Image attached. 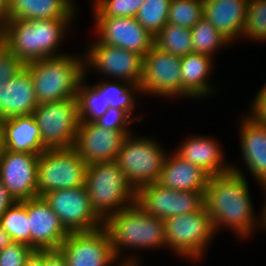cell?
<instances>
[{"instance_id":"1","label":"cell","mask_w":266,"mask_h":266,"mask_svg":"<svg viewBox=\"0 0 266 266\" xmlns=\"http://www.w3.org/2000/svg\"><path fill=\"white\" fill-rule=\"evenodd\" d=\"M231 166L232 171L209 177L204 206L217 235L226 228L240 240L252 238L254 231L266 230V222L261 209L255 213L246 173L232 162Z\"/></svg>"},{"instance_id":"2","label":"cell","mask_w":266,"mask_h":266,"mask_svg":"<svg viewBox=\"0 0 266 266\" xmlns=\"http://www.w3.org/2000/svg\"><path fill=\"white\" fill-rule=\"evenodd\" d=\"M103 227L109 234L113 253L123 266L143 265L137 250L167 249L164 220L146 214L137 203L108 216ZM132 249L136 251L134 254Z\"/></svg>"},{"instance_id":"3","label":"cell","mask_w":266,"mask_h":266,"mask_svg":"<svg viewBox=\"0 0 266 266\" xmlns=\"http://www.w3.org/2000/svg\"><path fill=\"white\" fill-rule=\"evenodd\" d=\"M73 21L76 19L7 20L3 45L25 64L66 54L60 46Z\"/></svg>"},{"instance_id":"4","label":"cell","mask_w":266,"mask_h":266,"mask_svg":"<svg viewBox=\"0 0 266 266\" xmlns=\"http://www.w3.org/2000/svg\"><path fill=\"white\" fill-rule=\"evenodd\" d=\"M33 80L38 104L77 96L84 78V54L68 53L25 64Z\"/></svg>"},{"instance_id":"5","label":"cell","mask_w":266,"mask_h":266,"mask_svg":"<svg viewBox=\"0 0 266 266\" xmlns=\"http://www.w3.org/2000/svg\"><path fill=\"white\" fill-rule=\"evenodd\" d=\"M85 186L92 208L103 221L136 203V190L116 161L89 164Z\"/></svg>"},{"instance_id":"6","label":"cell","mask_w":266,"mask_h":266,"mask_svg":"<svg viewBox=\"0 0 266 266\" xmlns=\"http://www.w3.org/2000/svg\"><path fill=\"white\" fill-rule=\"evenodd\" d=\"M164 222L167 249L171 254L192 264L205 258L216 232L204 205L198 211L173 216Z\"/></svg>"},{"instance_id":"7","label":"cell","mask_w":266,"mask_h":266,"mask_svg":"<svg viewBox=\"0 0 266 266\" xmlns=\"http://www.w3.org/2000/svg\"><path fill=\"white\" fill-rule=\"evenodd\" d=\"M133 133L124 138L116 162L128 183L137 191L142 186L158 182L169 152L156 138L146 134L143 137L140 133L138 137Z\"/></svg>"},{"instance_id":"8","label":"cell","mask_w":266,"mask_h":266,"mask_svg":"<svg viewBox=\"0 0 266 266\" xmlns=\"http://www.w3.org/2000/svg\"><path fill=\"white\" fill-rule=\"evenodd\" d=\"M32 115L46 150L74 147L80 123L77 96L38 104Z\"/></svg>"},{"instance_id":"9","label":"cell","mask_w":266,"mask_h":266,"mask_svg":"<svg viewBox=\"0 0 266 266\" xmlns=\"http://www.w3.org/2000/svg\"><path fill=\"white\" fill-rule=\"evenodd\" d=\"M94 40L83 49L86 75L95 72V75H102V79L105 76L104 79L108 77V80L140 85L143 78V55Z\"/></svg>"},{"instance_id":"10","label":"cell","mask_w":266,"mask_h":266,"mask_svg":"<svg viewBox=\"0 0 266 266\" xmlns=\"http://www.w3.org/2000/svg\"><path fill=\"white\" fill-rule=\"evenodd\" d=\"M87 166L74 148L45 150L38 158V197L85 186Z\"/></svg>"},{"instance_id":"11","label":"cell","mask_w":266,"mask_h":266,"mask_svg":"<svg viewBox=\"0 0 266 266\" xmlns=\"http://www.w3.org/2000/svg\"><path fill=\"white\" fill-rule=\"evenodd\" d=\"M43 198L68 232L94 231L103 227V220L91 206L86 186L54 190Z\"/></svg>"},{"instance_id":"12","label":"cell","mask_w":266,"mask_h":266,"mask_svg":"<svg viewBox=\"0 0 266 266\" xmlns=\"http://www.w3.org/2000/svg\"><path fill=\"white\" fill-rule=\"evenodd\" d=\"M181 57L162 51L155 45L145 54L142 95L164 99L181 98Z\"/></svg>"},{"instance_id":"13","label":"cell","mask_w":266,"mask_h":266,"mask_svg":"<svg viewBox=\"0 0 266 266\" xmlns=\"http://www.w3.org/2000/svg\"><path fill=\"white\" fill-rule=\"evenodd\" d=\"M59 250L67 266H123L113 253L104 227L94 231L69 232Z\"/></svg>"},{"instance_id":"14","label":"cell","mask_w":266,"mask_h":266,"mask_svg":"<svg viewBox=\"0 0 266 266\" xmlns=\"http://www.w3.org/2000/svg\"><path fill=\"white\" fill-rule=\"evenodd\" d=\"M136 203L146 214L165 220L198 211L204 205V194L173 190L156 182L136 191Z\"/></svg>"},{"instance_id":"15","label":"cell","mask_w":266,"mask_h":266,"mask_svg":"<svg viewBox=\"0 0 266 266\" xmlns=\"http://www.w3.org/2000/svg\"><path fill=\"white\" fill-rule=\"evenodd\" d=\"M95 19L93 31L96 40L110 46L119 47L145 56L154 45V37L137 21L135 17L104 18L93 6Z\"/></svg>"},{"instance_id":"16","label":"cell","mask_w":266,"mask_h":266,"mask_svg":"<svg viewBox=\"0 0 266 266\" xmlns=\"http://www.w3.org/2000/svg\"><path fill=\"white\" fill-rule=\"evenodd\" d=\"M39 156V154L2 149L0 153V180L15 201H25L38 197Z\"/></svg>"},{"instance_id":"17","label":"cell","mask_w":266,"mask_h":266,"mask_svg":"<svg viewBox=\"0 0 266 266\" xmlns=\"http://www.w3.org/2000/svg\"><path fill=\"white\" fill-rule=\"evenodd\" d=\"M135 131L104 129L94 122H80L74 149L89 165L116 161L124 138Z\"/></svg>"},{"instance_id":"18","label":"cell","mask_w":266,"mask_h":266,"mask_svg":"<svg viewBox=\"0 0 266 266\" xmlns=\"http://www.w3.org/2000/svg\"><path fill=\"white\" fill-rule=\"evenodd\" d=\"M27 217L34 250L59 249L69 234L43 197L27 200Z\"/></svg>"},{"instance_id":"19","label":"cell","mask_w":266,"mask_h":266,"mask_svg":"<svg viewBox=\"0 0 266 266\" xmlns=\"http://www.w3.org/2000/svg\"><path fill=\"white\" fill-rule=\"evenodd\" d=\"M184 139L173 150L180 158L200 167L209 176L232 171L231 163L228 164L224 159L223 147L215 137L200 134L191 136L190 134Z\"/></svg>"},{"instance_id":"20","label":"cell","mask_w":266,"mask_h":266,"mask_svg":"<svg viewBox=\"0 0 266 266\" xmlns=\"http://www.w3.org/2000/svg\"><path fill=\"white\" fill-rule=\"evenodd\" d=\"M241 116L238 127L240 156L247 172L260 187L266 180V126L254 121L246 113L242 112Z\"/></svg>"},{"instance_id":"21","label":"cell","mask_w":266,"mask_h":266,"mask_svg":"<svg viewBox=\"0 0 266 266\" xmlns=\"http://www.w3.org/2000/svg\"><path fill=\"white\" fill-rule=\"evenodd\" d=\"M214 62L215 59L211 56L197 53L181 58V99L185 97L183 100H206L218 91L209 81L212 80L209 77L213 74L214 64H217Z\"/></svg>"},{"instance_id":"22","label":"cell","mask_w":266,"mask_h":266,"mask_svg":"<svg viewBox=\"0 0 266 266\" xmlns=\"http://www.w3.org/2000/svg\"><path fill=\"white\" fill-rule=\"evenodd\" d=\"M248 1L204 0L203 18L210 21L232 44H237L242 40Z\"/></svg>"},{"instance_id":"23","label":"cell","mask_w":266,"mask_h":266,"mask_svg":"<svg viewBox=\"0 0 266 266\" xmlns=\"http://www.w3.org/2000/svg\"><path fill=\"white\" fill-rule=\"evenodd\" d=\"M33 80L24 68L6 84L0 85V118L32 115L37 108Z\"/></svg>"},{"instance_id":"24","label":"cell","mask_w":266,"mask_h":266,"mask_svg":"<svg viewBox=\"0 0 266 266\" xmlns=\"http://www.w3.org/2000/svg\"><path fill=\"white\" fill-rule=\"evenodd\" d=\"M170 151L157 183L173 190L198 191L204 194L210 176L200 167L180 158L173 150Z\"/></svg>"},{"instance_id":"25","label":"cell","mask_w":266,"mask_h":266,"mask_svg":"<svg viewBox=\"0 0 266 266\" xmlns=\"http://www.w3.org/2000/svg\"><path fill=\"white\" fill-rule=\"evenodd\" d=\"M3 149L12 152L41 154L46 149L41 144L38 125L33 115L13 116L3 120Z\"/></svg>"},{"instance_id":"26","label":"cell","mask_w":266,"mask_h":266,"mask_svg":"<svg viewBox=\"0 0 266 266\" xmlns=\"http://www.w3.org/2000/svg\"><path fill=\"white\" fill-rule=\"evenodd\" d=\"M74 0H9L8 20L76 19Z\"/></svg>"},{"instance_id":"27","label":"cell","mask_w":266,"mask_h":266,"mask_svg":"<svg viewBox=\"0 0 266 266\" xmlns=\"http://www.w3.org/2000/svg\"><path fill=\"white\" fill-rule=\"evenodd\" d=\"M103 80L91 85L104 97L110 107L125 111L135 123H140L144 117L141 114L134 115V111L138 103L136 98L140 93L142 95L141 86L126 81Z\"/></svg>"},{"instance_id":"28","label":"cell","mask_w":266,"mask_h":266,"mask_svg":"<svg viewBox=\"0 0 266 266\" xmlns=\"http://www.w3.org/2000/svg\"><path fill=\"white\" fill-rule=\"evenodd\" d=\"M191 39L193 53L211 56L213 59H215V55H218L217 53H219L220 50L233 46V44L205 18H202L191 28Z\"/></svg>"},{"instance_id":"29","label":"cell","mask_w":266,"mask_h":266,"mask_svg":"<svg viewBox=\"0 0 266 266\" xmlns=\"http://www.w3.org/2000/svg\"><path fill=\"white\" fill-rule=\"evenodd\" d=\"M154 45L174 56L193 53L191 29L167 23L154 37Z\"/></svg>"},{"instance_id":"30","label":"cell","mask_w":266,"mask_h":266,"mask_svg":"<svg viewBox=\"0 0 266 266\" xmlns=\"http://www.w3.org/2000/svg\"><path fill=\"white\" fill-rule=\"evenodd\" d=\"M0 223L13 242L30 246L27 200L15 201L0 217Z\"/></svg>"},{"instance_id":"31","label":"cell","mask_w":266,"mask_h":266,"mask_svg":"<svg viewBox=\"0 0 266 266\" xmlns=\"http://www.w3.org/2000/svg\"><path fill=\"white\" fill-rule=\"evenodd\" d=\"M79 83L77 100L80 122H94L110 108L104 97L91 85L87 84L88 76Z\"/></svg>"},{"instance_id":"32","label":"cell","mask_w":266,"mask_h":266,"mask_svg":"<svg viewBox=\"0 0 266 266\" xmlns=\"http://www.w3.org/2000/svg\"><path fill=\"white\" fill-rule=\"evenodd\" d=\"M171 0H146L138 10L135 18L155 37L167 24Z\"/></svg>"},{"instance_id":"33","label":"cell","mask_w":266,"mask_h":266,"mask_svg":"<svg viewBox=\"0 0 266 266\" xmlns=\"http://www.w3.org/2000/svg\"><path fill=\"white\" fill-rule=\"evenodd\" d=\"M204 15V0H171L167 23L191 29Z\"/></svg>"},{"instance_id":"34","label":"cell","mask_w":266,"mask_h":266,"mask_svg":"<svg viewBox=\"0 0 266 266\" xmlns=\"http://www.w3.org/2000/svg\"><path fill=\"white\" fill-rule=\"evenodd\" d=\"M266 42V0H249L242 39Z\"/></svg>"},{"instance_id":"35","label":"cell","mask_w":266,"mask_h":266,"mask_svg":"<svg viewBox=\"0 0 266 266\" xmlns=\"http://www.w3.org/2000/svg\"><path fill=\"white\" fill-rule=\"evenodd\" d=\"M146 0H91V5L104 17H135Z\"/></svg>"},{"instance_id":"36","label":"cell","mask_w":266,"mask_h":266,"mask_svg":"<svg viewBox=\"0 0 266 266\" xmlns=\"http://www.w3.org/2000/svg\"><path fill=\"white\" fill-rule=\"evenodd\" d=\"M135 122L125 111L110 107L107 112L94 121L104 129L115 131H132L131 123Z\"/></svg>"},{"instance_id":"37","label":"cell","mask_w":266,"mask_h":266,"mask_svg":"<svg viewBox=\"0 0 266 266\" xmlns=\"http://www.w3.org/2000/svg\"><path fill=\"white\" fill-rule=\"evenodd\" d=\"M33 251L28 245L11 242L0 251V266H24Z\"/></svg>"},{"instance_id":"38","label":"cell","mask_w":266,"mask_h":266,"mask_svg":"<svg viewBox=\"0 0 266 266\" xmlns=\"http://www.w3.org/2000/svg\"><path fill=\"white\" fill-rule=\"evenodd\" d=\"M25 68V63L4 45H0V85L8 83Z\"/></svg>"},{"instance_id":"39","label":"cell","mask_w":266,"mask_h":266,"mask_svg":"<svg viewBox=\"0 0 266 266\" xmlns=\"http://www.w3.org/2000/svg\"><path fill=\"white\" fill-rule=\"evenodd\" d=\"M257 91L246 114L254 121L266 126V82Z\"/></svg>"},{"instance_id":"40","label":"cell","mask_w":266,"mask_h":266,"mask_svg":"<svg viewBox=\"0 0 266 266\" xmlns=\"http://www.w3.org/2000/svg\"><path fill=\"white\" fill-rule=\"evenodd\" d=\"M44 264L45 266H67L59 249L44 250Z\"/></svg>"},{"instance_id":"41","label":"cell","mask_w":266,"mask_h":266,"mask_svg":"<svg viewBox=\"0 0 266 266\" xmlns=\"http://www.w3.org/2000/svg\"><path fill=\"white\" fill-rule=\"evenodd\" d=\"M14 202L15 199L0 180V217Z\"/></svg>"},{"instance_id":"42","label":"cell","mask_w":266,"mask_h":266,"mask_svg":"<svg viewBox=\"0 0 266 266\" xmlns=\"http://www.w3.org/2000/svg\"><path fill=\"white\" fill-rule=\"evenodd\" d=\"M24 266H45L44 250H34L26 259Z\"/></svg>"},{"instance_id":"43","label":"cell","mask_w":266,"mask_h":266,"mask_svg":"<svg viewBox=\"0 0 266 266\" xmlns=\"http://www.w3.org/2000/svg\"><path fill=\"white\" fill-rule=\"evenodd\" d=\"M12 241L11 237L4 231L0 223V251L3 250Z\"/></svg>"},{"instance_id":"44","label":"cell","mask_w":266,"mask_h":266,"mask_svg":"<svg viewBox=\"0 0 266 266\" xmlns=\"http://www.w3.org/2000/svg\"><path fill=\"white\" fill-rule=\"evenodd\" d=\"M9 0H0V17L6 22L8 20Z\"/></svg>"},{"instance_id":"45","label":"cell","mask_w":266,"mask_h":266,"mask_svg":"<svg viewBox=\"0 0 266 266\" xmlns=\"http://www.w3.org/2000/svg\"><path fill=\"white\" fill-rule=\"evenodd\" d=\"M261 188V191H263L266 195V180L260 185ZM265 202H263V207L261 208V212L263 214V217L265 219V222H266V196H265Z\"/></svg>"},{"instance_id":"46","label":"cell","mask_w":266,"mask_h":266,"mask_svg":"<svg viewBox=\"0 0 266 266\" xmlns=\"http://www.w3.org/2000/svg\"><path fill=\"white\" fill-rule=\"evenodd\" d=\"M5 21L0 17V45L4 44Z\"/></svg>"},{"instance_id":"47","label":"cell","mask_w":266,"mask_h":266,"mask_svg":"<svg viewBox=\"0 0 266 266\" xmlns=\"http://www.w3.org/2000/svg\"><path fill=\"white\" fill-rule=\"evenodd\" d=\"M2 124H3V120L0 118V153L3 149V145H2Z\"/></svg>"}]
</instances>
